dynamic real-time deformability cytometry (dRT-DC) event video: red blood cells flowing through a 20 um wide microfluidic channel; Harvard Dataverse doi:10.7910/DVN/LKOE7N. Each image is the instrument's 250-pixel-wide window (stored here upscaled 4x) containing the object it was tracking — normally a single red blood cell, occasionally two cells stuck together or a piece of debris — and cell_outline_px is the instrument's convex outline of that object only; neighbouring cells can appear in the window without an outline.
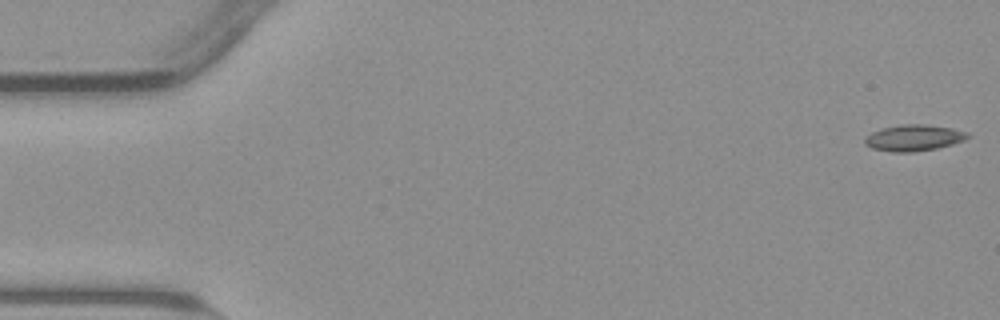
{"species": "common noctule bat (a hibernating species)", "species_latin": "Nyctalus noctula", "temperature_condition": "warm", "stored_images_in_passage": 54, "camera_frame_rate_fps": 3000, "um_per_image_px": 0.085, "animal": {"sex": "male", "body_mass_g": 23.1, "forearm_length_mm": 52.7}, "frame": {"image": 1, "passage_image": 1, "time_ms": 0.0, "image_size_px": [1000, 320], "cell_outline_px": [[972, 136], [964, 140], [952, 144], [936, 148], [912, 152], [892, 152], [872, 148], [864, 144], [864, 136], [880, 128], [900, 124], [924, 124], [952, 128], [968, 132]], "centroid_in_image_um": [77.65, 11.7], "position_along_channel_um": 7.3, "area_um2": 15.9}}
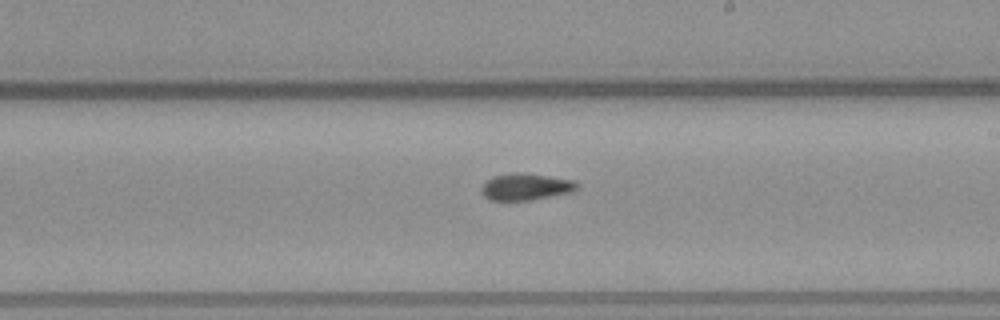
{"frame": {"image": 2, "passage_image": 31, "time_ms": 10.0, "image_size_px": [1000, 320], "cell_outline_px": [[580, 188], [572, 192], [532, 200], [488, 200], [484, 196], [480, 188], [492, 176], [516, 172], [572, 180], [580, 184]], "centroid_in_image_um": [44.7, 15.89], "position_along_channel_um": 244.3, "area_um2": 14.8}}
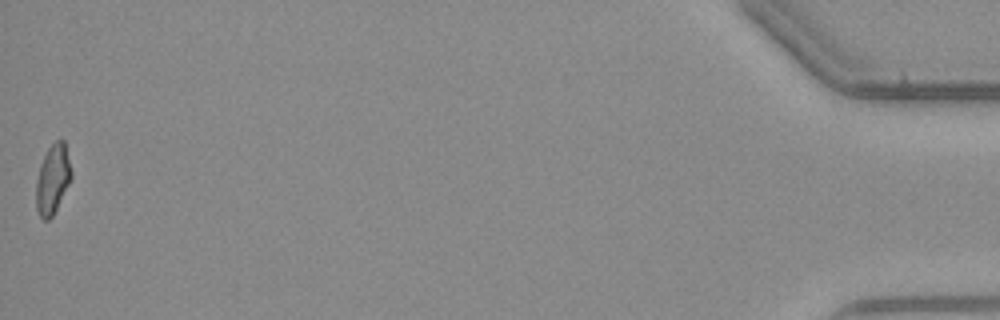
{"frame": {"image": 3, "passage_image": 54, "time_ms": 17.667, "image_size_px": [1000, 320], "cell_outline_px": [[72, 180], [52, 216], [48, 220], [44, 220], [40, 216], [36, 208], [36, 180], [40, 164], [48, 148], [56, 140], [64, 140], [72, 172]], "centroid_in_image_um": [4.48, 15.24], "position_along_channel_um": 430.7, "area_um2": 14.28}, "authors_computed_cell_mechanics": {"area_um2": 14.7968, "velocity_mm_per_s": 3.826, "shape_relaxation_time_tau1_ms": null, "shape_relaxation_time_tau2_ms": 2.5214, "deformation_change_tau1": null, "deformation_change_tau2": 0.0661}}